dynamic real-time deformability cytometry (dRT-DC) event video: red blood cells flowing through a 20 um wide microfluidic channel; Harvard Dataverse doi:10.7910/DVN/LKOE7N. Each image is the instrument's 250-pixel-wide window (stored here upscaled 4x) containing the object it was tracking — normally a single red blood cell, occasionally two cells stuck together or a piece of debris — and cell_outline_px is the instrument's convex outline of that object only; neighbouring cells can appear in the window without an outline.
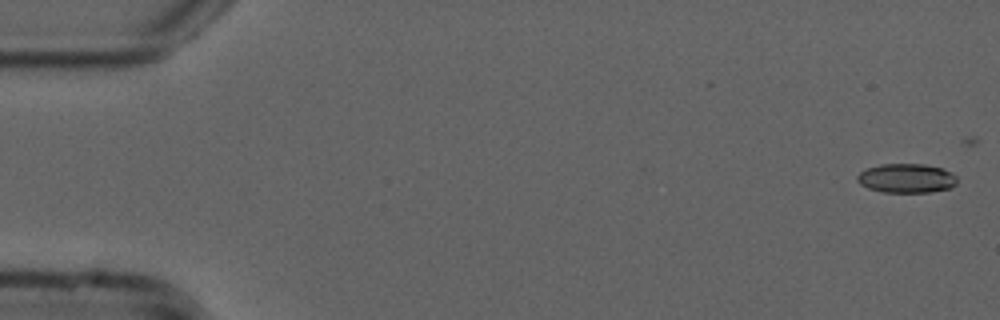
{"species": "common noctule bat (a hibernating species)", "species_latin": "Nyctalus noctula", "temperature_condition": "cold", "stored_images_in_passage": 20, "camera_frame_rate_fps": 3000, "um_per_image_px": 0.085, "animal": {"sex": "male", "forearm_length_mm": 52.5}, "frame": {"image": 1, "passage_image": 2, "time_ms": 0.333, "image_size_px": [1000, 320], "cell_outline_px": [[956, 184], [952, 188], [928, 192], [884, 192], [868, 188], [860, 184], [856, 180], [856, 176], [864, 168], [880, 164], [924, 164], [944, 168], [956, 176]], "centroid_in_image_um": [77.03, 15.14], "position_along_channel_um": 8.0, "area_um2": 17.17}}
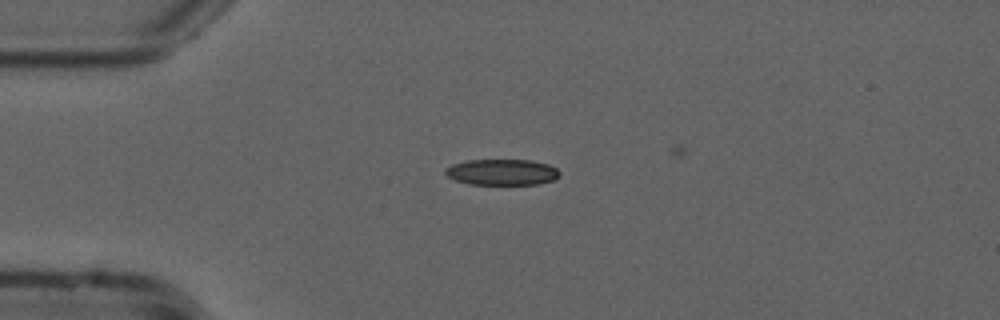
{"frame": {"image": 2, "passage_image": 14, "time_ms": 4.333, "image_size_px": [1000, 320], "cell_outline_px": [[560, 176], [552, 180], [540, 184], [468, 184], [456, 180], [448, 176], [444, 172], [444, 168], [452, 164], [468, 160], [532, 160], [548, 164], [556, 168], [560, 172]], "centroid_in_image_um": [42.67, 14.63], "position_along_channel_um": 42.3, "area_um2": 17.34}}
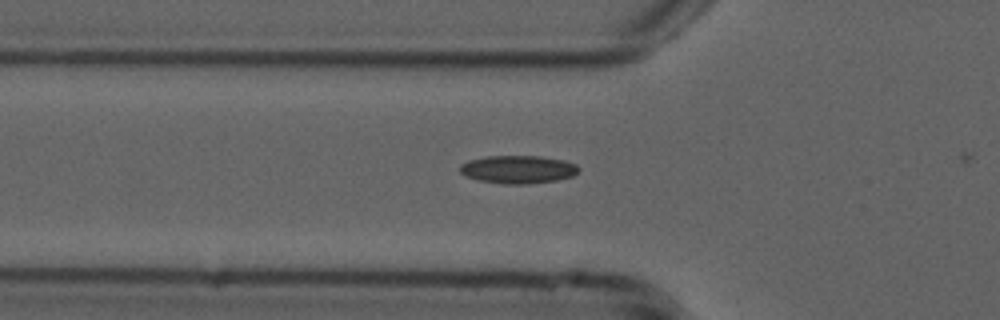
{"frame": {"image": 3, "passage_image": 19, "time_ms": 6.0, "image_size_px": [1000, 320], "cell_outline_px": [[580, 168], [572, 176], [556, 180], [528, 184], [504, 184], [480, 180], [464, 176], [460, 172], [460, 164], [468, 160], [488, 156], [540, 156], [564, 160], [576, 164]], "centroid_in_image_um": [44.01, 14.4], "position_along_channel_um": 81.8, "area_um2": 19.36}}